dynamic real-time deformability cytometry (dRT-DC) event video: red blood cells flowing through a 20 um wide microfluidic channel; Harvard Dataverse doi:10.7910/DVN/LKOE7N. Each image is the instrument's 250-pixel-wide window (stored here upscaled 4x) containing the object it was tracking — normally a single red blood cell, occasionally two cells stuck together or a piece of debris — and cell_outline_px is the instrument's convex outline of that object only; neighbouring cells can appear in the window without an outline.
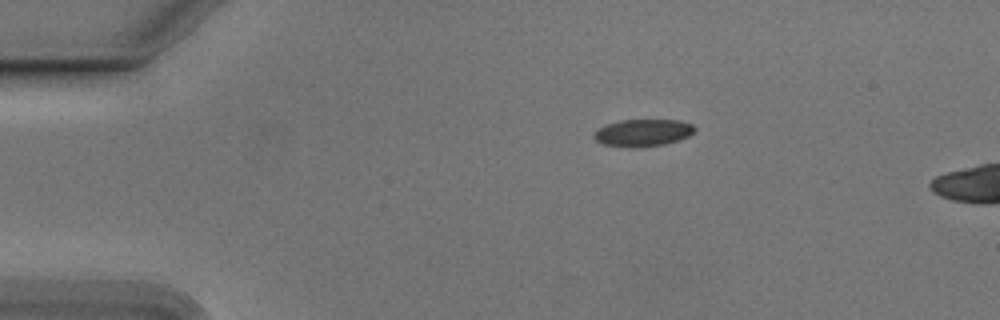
{"species": "Egyptian fruit bat (a non-hibernating species)", "species_latin": "Rousettus aegyptiacus", "temperature_condition": "cold", "stored_images_in_passage": 6, "camera_frame_rate_fps": 3000, "um_per_image_px": 0.085, "animal": {"sex": "male"}, "frame": {"image": 1, "passage_image": 1, "time_ms": 0.0, "image_size_px": [1000, 320], "cell_outline_px": [[696, 128], [688, 136], [680, 140], [664, 144], [644, 148], [628, 148], [604, 144], [596, 140], [592, 136], [596, 128], [620, 120], [680, 120], [692, 124]], "centroid_in_image_um": [54.62, 11.3], "position_along_channel_um": 30.4, "area_um2": 16.18}}